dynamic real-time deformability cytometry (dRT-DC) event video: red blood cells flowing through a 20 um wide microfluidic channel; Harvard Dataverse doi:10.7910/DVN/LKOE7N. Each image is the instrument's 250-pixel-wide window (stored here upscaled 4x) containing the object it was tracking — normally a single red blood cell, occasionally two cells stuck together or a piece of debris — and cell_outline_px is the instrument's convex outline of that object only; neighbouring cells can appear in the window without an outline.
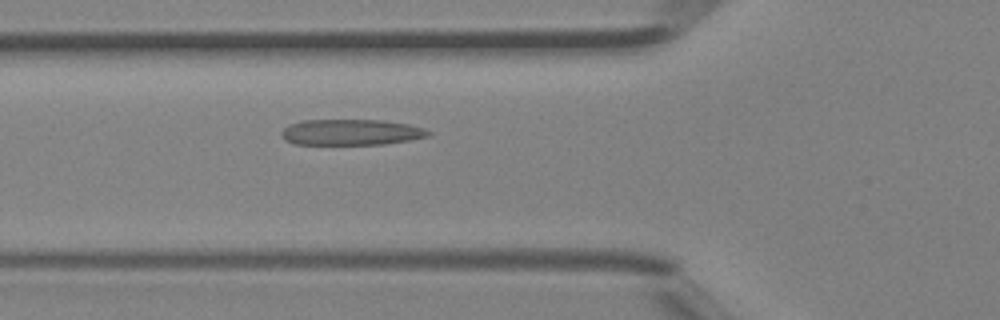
{"species": "Egyptian fruit bat (a non-hibernating species)", "species_latin": "Rousettus aegyptiacus", "temperature_condition": "room temperature", "stored_images_in_passage": 44, "camera_frame_rate_fps": 3000, "um_per_image_px": 0.085, "animal": {"sex": "female"}, "frame": {"image": 1, "passage_image": 15, "time_ms": 4.667, "image_size_px": [1000, 320], "cell_outline_px": [[432, 132], [428, 136], [408, 140], [384, 144], [292, 144], [284, 140], [280, 136], [280, 132], [288, 124], [300, 120], [384, 120], [408, 124], [424, 128]], "centroid_in_image_um": [29.78, 11.23], "position_along_channel_um": 96.0, "area_um2": 22.31}}
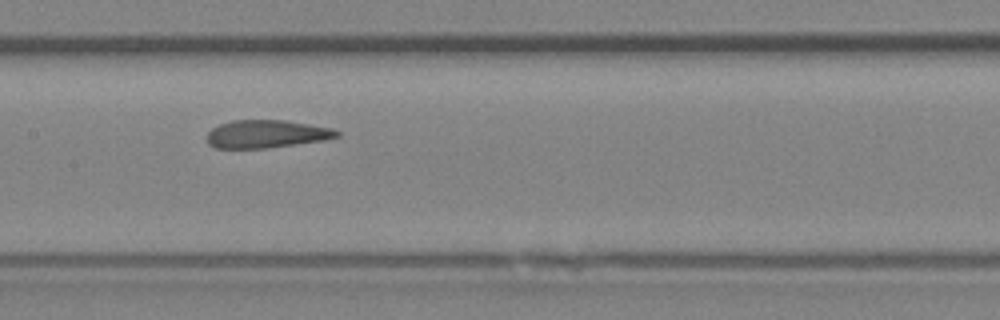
{"frame": {"image": 2, "passage_image": 21, "time_ms": 6.667, "image_size_px": [1000, 320], "cell_outline_px": [[340, 136], [324, 140], [268, 148], [216, 148], [208, 144], [208, 132], [212, 128], [220, 124], [232, 120], [284, 120], [332, 128], [340, 132]], "centroid_in_image_um": [22.65, 11.39], "position_along_channel_um": 184.7, "area_um2": 21.04}}
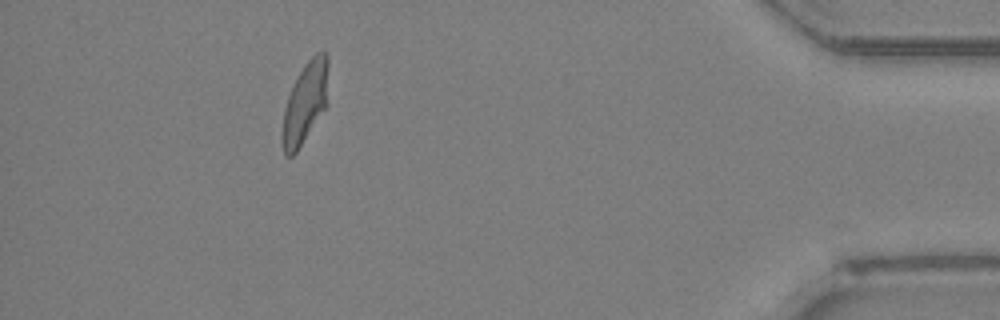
{"frame": {"image": 3, "passage_image": 40, "time_ms": 13.0, "image_size_px": [1000, 320], "cell_outline_px": [[328, 104], [296, 152], [292, 156], [284, 156], [284, 108], [288, 96], [304, 64], [316, 52], [324, 52], [328, 56]], "centroid_in_image_um": [26.0, 8.67], "position_along_channel_um": 409.2, "area_um2": 21.27}, "authors_computed_cell_mechanics": {"area_um2": 22.3108, "velocity_mm_per_s": 4.4544, "shape_relaxation_time_tau1_ms": 7.5165, "shape_relaxation_time_tau2_ms": 1.2385, "deformation_change_tau1": 0.244, "deformation_change_tau2": 0.1038}}